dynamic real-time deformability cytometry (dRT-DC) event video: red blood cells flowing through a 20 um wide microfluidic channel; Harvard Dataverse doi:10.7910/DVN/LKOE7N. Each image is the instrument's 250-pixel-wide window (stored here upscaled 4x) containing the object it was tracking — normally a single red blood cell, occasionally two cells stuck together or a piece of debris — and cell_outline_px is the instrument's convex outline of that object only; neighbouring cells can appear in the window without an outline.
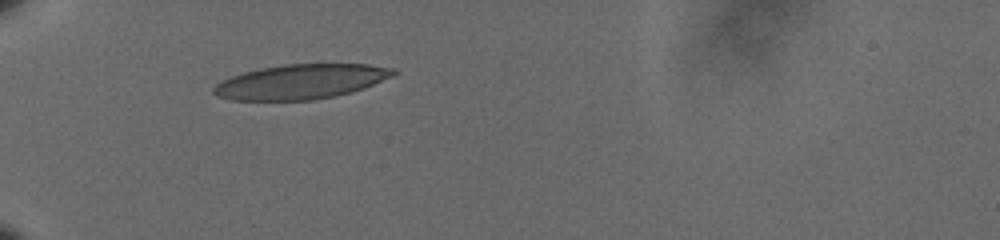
{"species": "human", "species_latin": "Homo sapiens", "temperature_condition": "cold", "stored_images_in_passage": 26, "camera_frame_rate_fps": 3000, "um_per_image_px": 0.085, "donor": {"sex": "male"}, "frame": {"image": 1, "passage_image": 1, "time_ms": 0.0, "image_size_px": [1000, 240], "cell_outline_px": [[396, 72], [392, 76], [364, 88], [352, 92], [312, 100], [232, 100], [216, 96], [212, 92], [212, 88], [220, 80], [244, 72], [260, 68], [284, 64], [368, 64], [396, 68]], "centroid_in_image_um": [25.55, 6.94], "position_along_channel_um": 59.5, "area_um2": 36.36}}
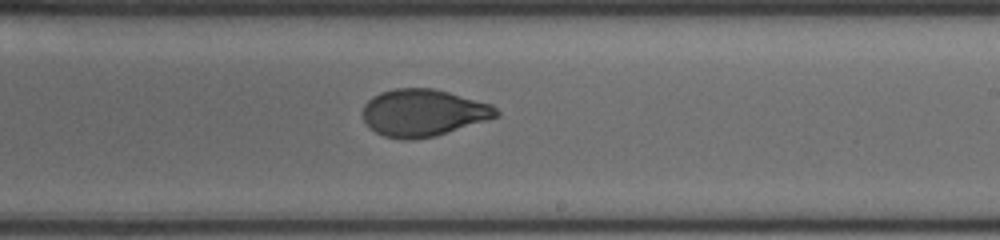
{"frame": {"image": 2, "passage_image": 14, "time_ms": 4.333, "image_size_px": [1000, 240], "cell_outline_px": [[500, 116], [436, 136], [412, 140], [404, 140], [384, 136], [368, 128], [364, 120], [364, 104], [372, 96], [380, 92], [396, 88], [432, 88], [448, 92], [492, 104], [500, 112]], "centroid_in_image_um": [35.98, 9.59], "position_along_channel_um": 253.0, "area_um2": 36.76}}
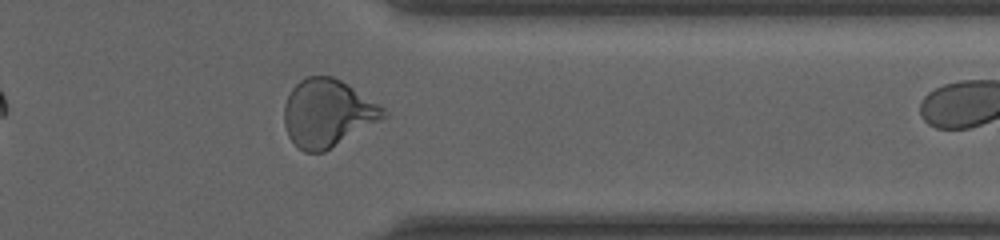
{"frame": {"image": 3, "passage_image": 25, "time_ms": 8.0, "image_size_px": [1000, 240], "cell_outline_px": [[388, 116], [324, 152], [304, 152], [288, 136], [284, 124], [284, 104], [292, 88], [300, 80], [308, 76], [332, 76], [348, 84], [384, 108]], "centroid_in_image_um": [27.83, 9.61], "position_along_channel_um": 383.6, "area_um2": 38.78}}